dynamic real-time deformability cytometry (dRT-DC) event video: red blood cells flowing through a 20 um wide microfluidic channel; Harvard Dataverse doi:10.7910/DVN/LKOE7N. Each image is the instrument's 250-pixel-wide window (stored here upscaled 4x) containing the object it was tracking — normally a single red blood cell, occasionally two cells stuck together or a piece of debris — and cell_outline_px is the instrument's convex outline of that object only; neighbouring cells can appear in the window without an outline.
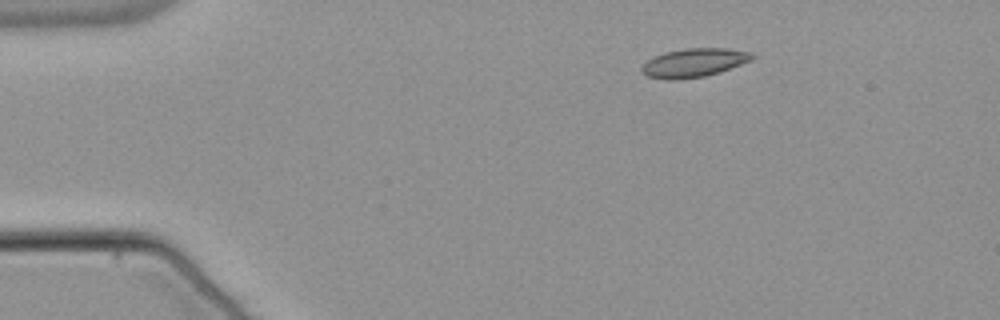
{"species": "common noctule bat (a hibernating species)", "species_latin": "Nyctalus noctula", "temperature_condition": "warm", "stored_images_in_passage": 46, "camera_frame_rate_fps": 3000, "um_per_image_px": 0.085, "animal": {"sex": "male", "body_mass_g": 21.5, "forearm_length_mm": 52.0}, "frame": {"image": 1, "passage_image": 1, "time_ms": 0.0, "image_size_px": [1000, 320], "cell_outline_px": [[756, 56], [752, 60], [720, 72], [704, 76], [676, 80], [668, 80], [648, 76], [640, 72], [640, 68], [648, 60], [664, 52], [684, 48], [728, 48], [748, 52]], "centroid_in_image_um": [58.98, 5.33], "position_along_channel_um": 26.0, "area_um2": 18.44}}
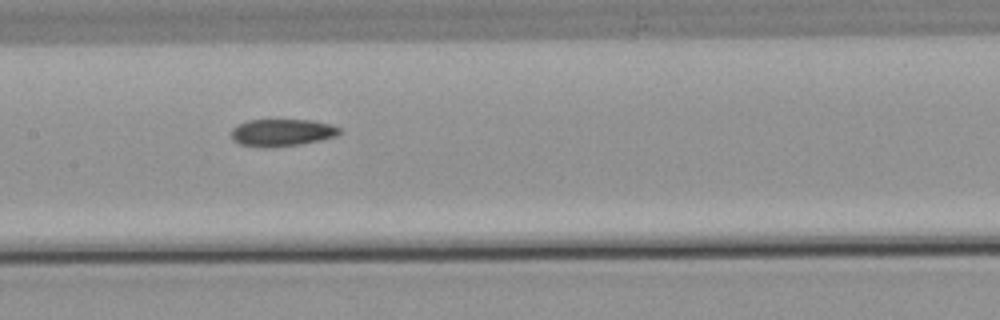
{"frame": {"image": 2, "passage_image": 19, "time_ms": 6.0, "image_size_px": [1000, 320], "cell_outline_px": [[340, 132], [336, 136], [320, 140], [300, 144], [268, 148], [264, 148], [240, 144], [232, 140], [232, 128], [236, 124], [248, 120], [312, 120], [328, 124], [340, 128]], "centroid_in_image_um": [23.92, 11.27], "position_along_channel_um": 183.5, "area_um2": 17.17}}
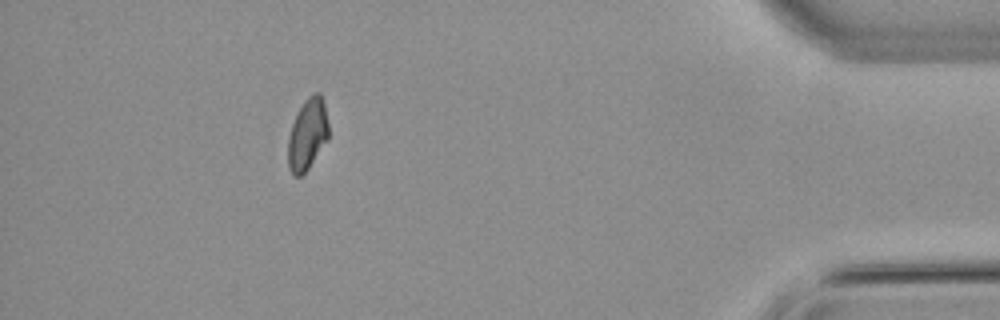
{"frame": {"image": 3, "passage_image": 41, "time_ms": 13.333, "image_size_px": [1000, 320], "cell_outline_px": [[328, 140], [308, 168], [300, 176], [292, 176], [288, 168], [288, 136], [292, 124], [304, 100], [308, 96], [316, 92], [320, 92], [324, 104], [328, 124]], "centroid_in_image_um": [26.13, 11.43], "position_along_channel_um": 409.1, "area_um2": 16.82}, "authors_computed_cell_mechanics": {"area_um2": 17.4556, "velocity_mm_per_s": 3.8246, "shape_relaxation_time_tau1_ms": null, "shape_relaxation_time_tau2_ms": 2.9653, "deformation_change_tau1": null, "deformation_change_tau2": 0.0698}}